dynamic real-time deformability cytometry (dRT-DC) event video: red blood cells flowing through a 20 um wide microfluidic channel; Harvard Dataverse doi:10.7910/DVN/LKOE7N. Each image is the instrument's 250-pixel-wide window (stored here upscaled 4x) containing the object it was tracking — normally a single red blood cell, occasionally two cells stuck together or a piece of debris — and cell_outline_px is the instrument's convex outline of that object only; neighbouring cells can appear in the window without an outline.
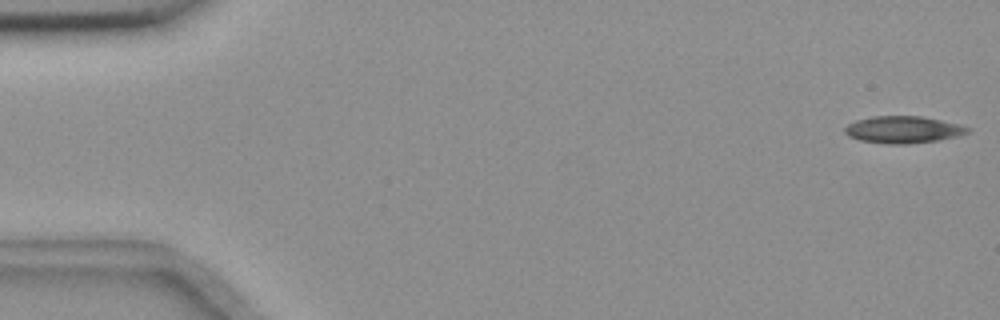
{"species": "common noctule bat (a hibernating species)", "species_latin": "Nyctalus noctula", "temperature_condition": "room temperature", "stored_images_in_passage": 55, "camera_frame_rate_fps": 3000, "um_per_image_px": 0.085, "animal": {"sex": "female", "body_mass_g": 18.4}, "frame": {"image": 1, "passage_image": 1, "time_ms": 0.0, "image_size_px": [1000, 320], "cell_outline_px": [[968, 132], [956, 136], [936, 140], [904, 144], [888, 144], [860, 140], [848, 136], [844, 132], [844, 128], [848, 124], [856, 120], [872, 116], [920, 116], [940, 120], [956, 124], [968, 128]], "centroid_in_image_um": [76.68, 11.01], "position_along_channel_um": 8.3, "area_um2": 18.96}}
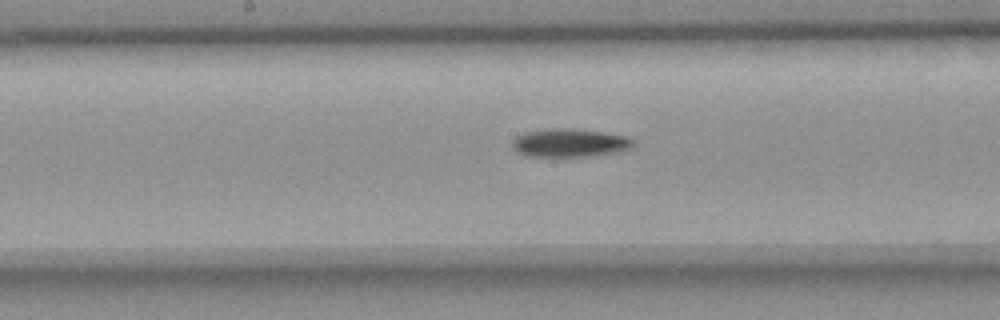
{"frame": {"image": 2, "passage_image": 28, "time_ms": 9.0, "image_size_px": [1000, 320], "cell_outline_px": [[636, 144], [632, 148], [620, 152], [592, 156], [528, 156], [512, 148], [512, 140], [516, 136], [524, 132], [552, 128], [572, 128], [604, 132], [628, 136], [636, 140]], "centroid_in_image_um": [48.5, 12.13], "position_along_channel_um": 199.7, "area_um2": 20.29}}
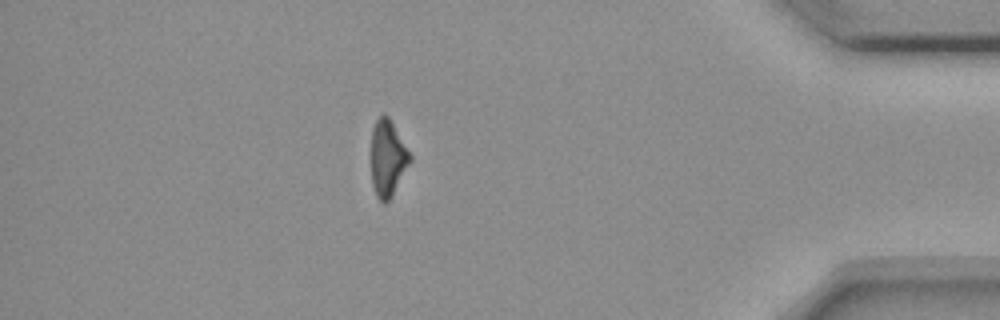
{"frame": {"image": 3, "passage_image": 48, "time_ms": 15.667, "image_size_px": [1000, 320], "cell_outline_px": [[412, 160], [392, 196], [384, 204], [376, 196], [372, 184], [372, 128], [376, 120], [384, 112], [388, 116], [412, 156]], "centroid_in_image_um": [32.96, 13.45], "position_along_channel_um": 402.2, "area_um2": 17.17}, "authors_computed_cell_mechanics": {"area_um2": 19.1896, "velocity_mm_per_s": 3.6781, "shape_relaxation_time_tau1_ms": 6.1792, "shape_relaxation_time_tau2_ms": null, "deformation_change_tau1": 0.143, "deformation_change_tau2": null}}